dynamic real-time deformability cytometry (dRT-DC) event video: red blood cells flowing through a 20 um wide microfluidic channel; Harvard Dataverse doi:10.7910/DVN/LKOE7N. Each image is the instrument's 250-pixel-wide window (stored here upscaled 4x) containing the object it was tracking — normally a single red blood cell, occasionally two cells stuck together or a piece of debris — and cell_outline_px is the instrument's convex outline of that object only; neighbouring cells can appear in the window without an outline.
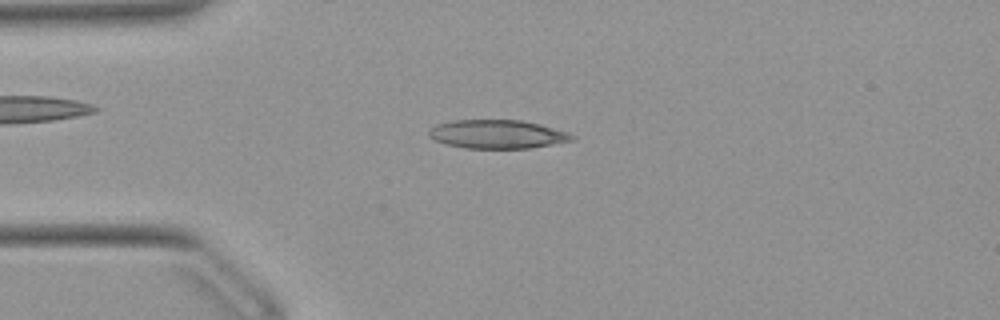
{"species": "Egyptian fruit bat (a non-hibernating species)", "species_latin": "Rousettus aegyptiacus", "temperature_condition": "warm", "stored_images_in_passage": 45, "camera_frame_rate_fps": 3000, "um_per_image_px": 0.085, "animal": {"sex": "female"}, "frame": {"image": 1, "passage_image": 5, "time_ms": 1.333, "image_size_px": [1000, 320], "cell_outline_px": [[576, 140], [532, 148], [464, 148], [448, 144], [436, 140], [428, 136], [428, 132], [436, 124], [456, 120], [520, 120], [540, 124], [568, 132], [576, 136]], "centroid_in_image_um": [42.33, 11.41], "position_along_channel_um": 42.7, "area_um2": 23.87}}
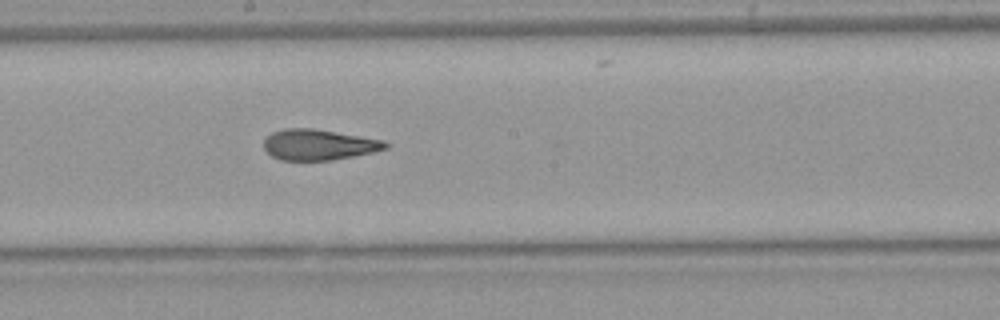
{"frame": {"image": 2, "passage_image": 20, "time_ms": 6.333, "image_size_px": [1000, 320], "cell_outline_px": [[392, 144], [388, 148], [372, 152], [332, 160], [280, 160], [272, 156], [264, 148], [264, 140], [272, 132], [284, 128], [312, 128], [384, 140]], "centroid_in_image_um": [27.1, 12.29], "position_along_channel_um": 221.1, "area_um2": 21.73}}
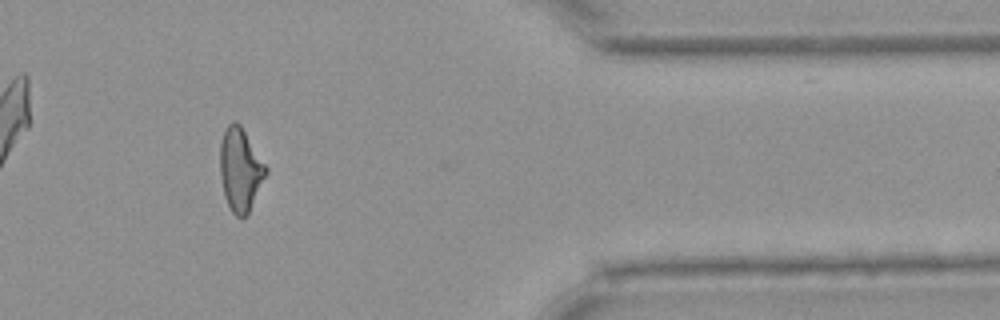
{"frame": {"image": 3, "passage_image": 35, "time_ms": 11.333, "image_size_px": [1000, 320], "cell_outline_px": [[268, 172], [248, 212], [244, 216], [236, 216], [232, 212], [224, 196], [220, 176], [220, 144], [224, 132], [228, 124], [232, 120], [236, 120], [240, 124], [268, 168]], "centroid_in_image_um": [20.42, 14.38], "position_along_channel_um": 391.0, "area_um2": 22.02}, "authors_computed_cell_mechanics": {"area_um2": 22.3686, "velocity_mm_per_s": 3.9477, "shape_relaxation_time_tau1_ms": null, "shape_relaxation_time_tau2_ms": 1.8144, "deformation_change_tau1": null, "deformation_change_tau2": 0.0999}}